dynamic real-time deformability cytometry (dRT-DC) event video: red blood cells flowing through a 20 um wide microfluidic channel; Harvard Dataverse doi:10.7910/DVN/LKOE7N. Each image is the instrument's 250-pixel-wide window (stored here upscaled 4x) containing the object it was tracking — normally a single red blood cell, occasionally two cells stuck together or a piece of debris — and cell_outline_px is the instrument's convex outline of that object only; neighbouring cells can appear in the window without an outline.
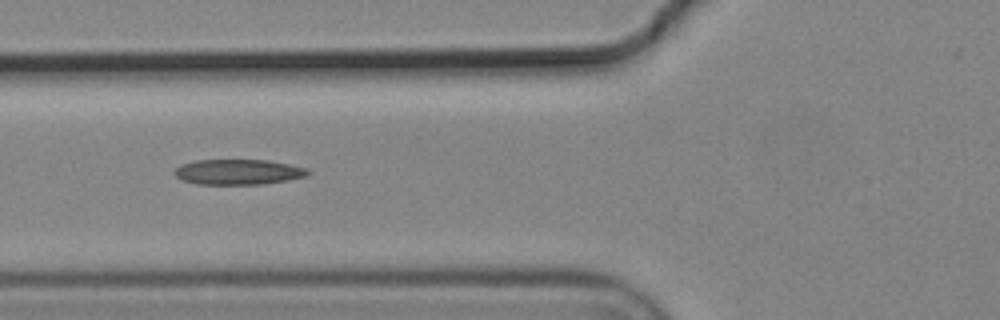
{"species": "common noctule bat (a hibernating species)", "species_latin": "Nyctalus noctula", "temperature_condition": "cold", "stored_images_in_passage": 15, "camera_frame_rate_fps": 3000, "um_per_image_px": 0.085, "animal": {"sex": "male", "body_mass_g": 19.2, "forearm_length_mm": 51.8}, "frame": {"image": 1, "passage_image": 5, "time_ms": 1.333, "image_size_px": [1000, 320], "cell_outline_px": [[312, 172], [308, 176], [288, 180], [260, 184], [196, 184], [184, 180], [176, 176], [172, 172], [180, 164], [196, 160], [268, 160], [308, 168]], "centroid_in_image_um": [20.27, 14.61], "position_along_channel_um": 105.5, "area_um2": 19.77}}
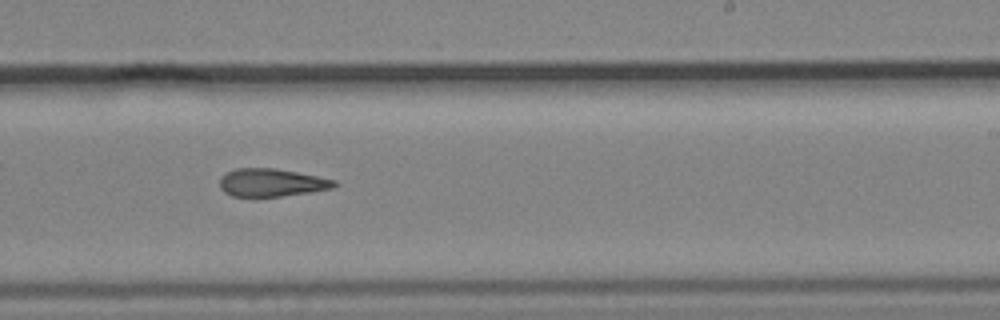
{"frame": {"image": 2, "passage_image": 9, "time_ms": 2.667, "image_size_px": [1000, 320], "cell_outline_px": [[340, 184], [336, 188], [312, 192], [252, 200], [232, 196], [224, 192], [220, 188], [220, 176], [224, 172], [236, 168], [276, 168], [336, 180]], "centroid_in_image_um": [23.05, 15.56], "position_along_channel_um": 266.0, "area_um2": 19.59}}
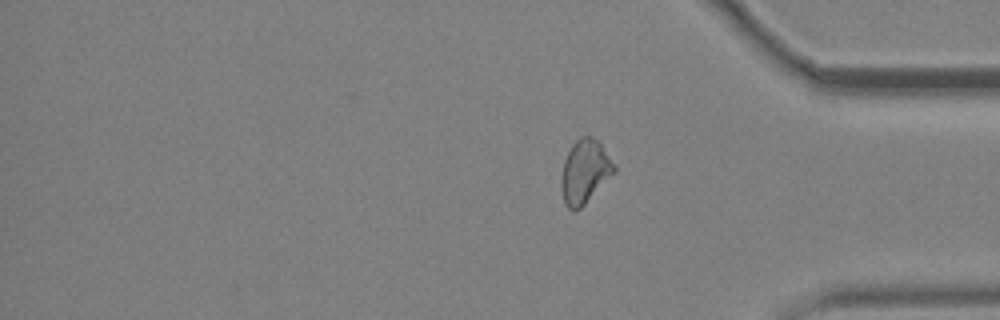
{"frame": {"image": 3, "passage_image": 15, "time_ms": 4.667, "image_size_px": [1000, 320], "cell_outline_px": [[616, 172], [580, 208], [568, 208], [564, 204], [560, 184], [560, 180], [564, 160], [572, 144], [580, 136], [588, 136], [596, 140], [600, 144], [616, 164]], "centroid_in_image_um": [49.71, 14.57], "position_along_channel_um": 385.5, "area_um2": 19.48}}